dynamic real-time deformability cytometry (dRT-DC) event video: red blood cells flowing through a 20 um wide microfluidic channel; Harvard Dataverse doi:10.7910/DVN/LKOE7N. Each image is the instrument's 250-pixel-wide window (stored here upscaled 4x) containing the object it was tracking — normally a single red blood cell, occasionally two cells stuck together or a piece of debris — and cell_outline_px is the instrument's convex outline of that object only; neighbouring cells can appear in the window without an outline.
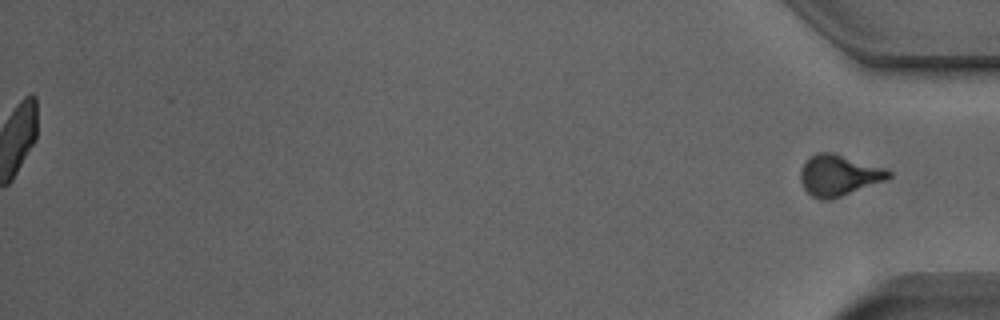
{"species": "Egyptian fruit bat (a non-hibernating species)", "species_latin": "Rousettus aegyptiacus", "temperature_condition": "room temperature", "stored_images_in_passage": 53, "segment_of_instrument_passage": [2, 2], "camera_frame_rate_fps": 3000, "um_per_image_px": 0.085, "animal": {"sex": "male"}, "frame": {"image": 1, "passage_image": 53, "time_ms": 17.333, "image_size_px": [1000, 320], "cell_outline_px": [[892, 176], [884, 180], [840, 196], [828, 200], [820, 200], [812, 196], [804, 188], [800, 180], [800, 172], [804, 164], [816, 152], [832, 152], [884, 168], [892, 172]], "centroid_in_image_um": [71.27, 14.9], "position_along_channel_um": 363.9, "area_um2": 20.58}}